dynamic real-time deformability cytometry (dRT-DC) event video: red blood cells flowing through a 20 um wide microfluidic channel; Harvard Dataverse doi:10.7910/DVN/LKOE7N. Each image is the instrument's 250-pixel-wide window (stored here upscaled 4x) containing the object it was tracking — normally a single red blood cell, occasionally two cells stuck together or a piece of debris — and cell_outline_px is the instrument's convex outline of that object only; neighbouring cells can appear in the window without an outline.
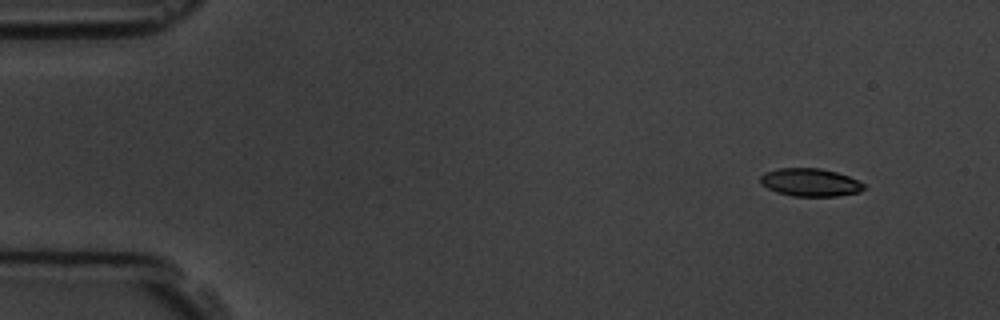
{"species": "common noctule bat (a hibernating species)", "species_latin": "Nyctalus noctula", "temperature_condition": "room temperature", "stored_images_in_passage": 9, "camera_frame_rate_fps": 3000, "um_per_image_px": 0.085, "animal": {"sex": "male", "body_mass_g": 19.5, "forearm_length_mm": 54.6}, "frame": {"image": 1, "passage_image": 1, "time_ms": 0.0, "image_size_px": [1000, 320], "cell_outline_px": [[864, 188], [860, 192], [836, 196], [792, 196], [776, 192], [760, 184], [760, 176], [764, 172], [780, 168], [820, 168], [836, 172], [848, 176], [864, 184]], "centroid_in_image_um": [68.83, 15.5], "position_along_channel_um": 16.2, "area_um2": 16.82}}
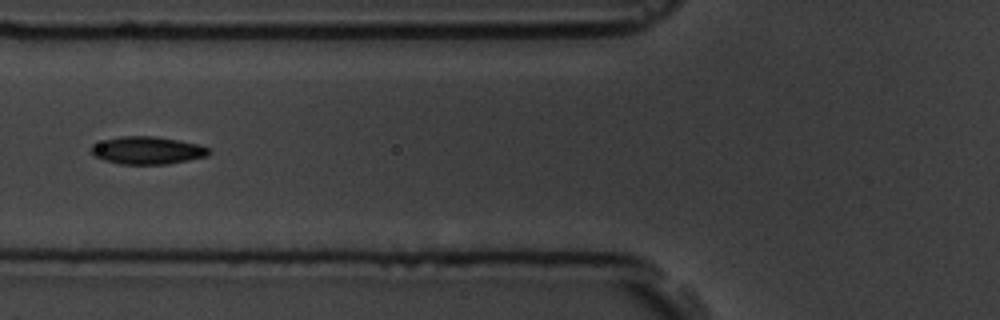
{"frame": {"image": 2, "passage_image": 6, "time_ms": 5.667, "image_size_px": [1000, 320], "cell_outline_px": [[212, 152], [208, 156], [168, 164], [120, 164], [104, 160], [96, 156], [88, 148], [92, 144], [104, 140], [120, 136], [156, 136], [196, 144], [208, 148]], "centroid_in_image_um": [12.5, 12.78], "position_along_channel_um": 113.3, "area_um2": 18.9}}
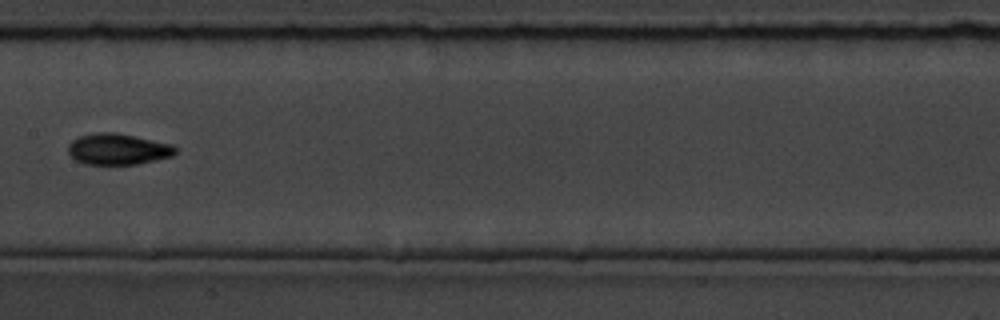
{"frame": {"image": 3, "passage_image": 8, "time_ms": 8.0, "image_size_px": [1000, 320], "cell_outline_px": [[176, 152], [172, 156], [136, 164], [84, 164], [76, 160], [68, 152], [68, 144], [72, 140], [80, 136], [96, 132], [116, 132], [172, 144], [176, 148]], "centroid_in_image_um": [10.0, 12.67], "position_along_channel_um": 197.4, "area_um2": 19.36}}